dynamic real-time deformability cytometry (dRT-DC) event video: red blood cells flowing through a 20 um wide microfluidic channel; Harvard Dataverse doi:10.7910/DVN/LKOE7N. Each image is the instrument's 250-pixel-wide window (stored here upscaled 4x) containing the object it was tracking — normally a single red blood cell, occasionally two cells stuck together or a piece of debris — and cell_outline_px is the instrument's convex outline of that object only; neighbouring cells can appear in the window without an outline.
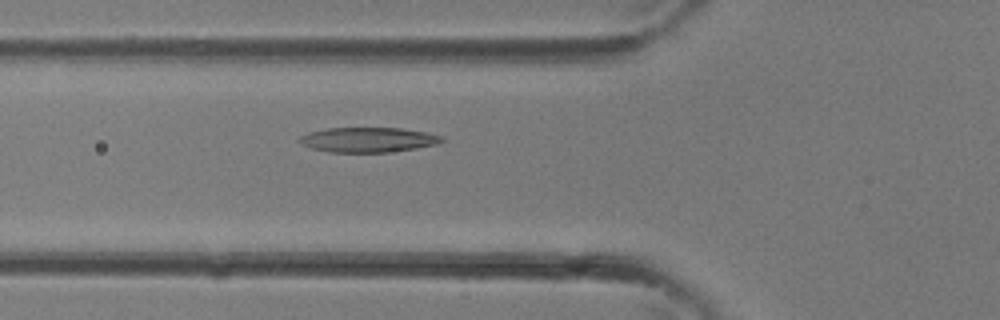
{"species": "common noctule bat (a hibernating species)", "species_latin": "Nyctalus noctula", "temperature_condition": "room temperature", "stored_images_in_passage": 25, "camera_frame_rate_fps": 3000, "um_per_image_px": 0.085, "animal": {"sex": "female"}, "frame": {"image": 1, "passage_image": 4, "time_ms": 1.0, "image_size_px": [1000, 320], "cell_outline_px": [[444, 140], [436, 144], [416, 148], [388, 152], [328, 152], [312, 148], [300, 144], [296, 140], [300, 136], [308, 132], [328, 128], [400, 128], [424, 132], [444, 136]], "centroid_in_image_um": [31.24, 11.88], "position_along_channel_um": 94.6, "area_um2": 20.63}}
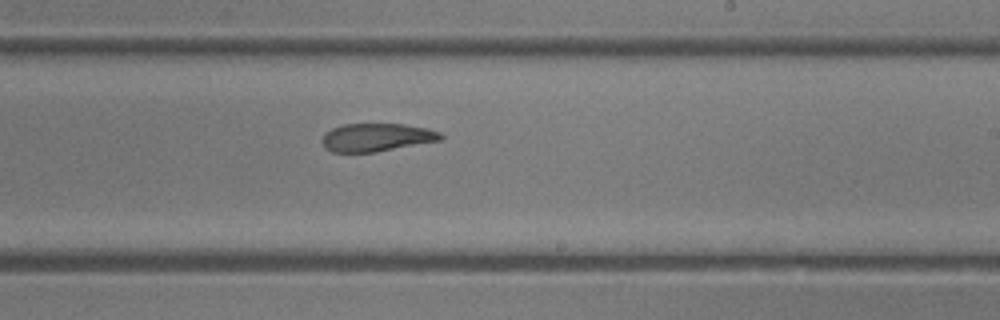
{"frame": {"image": 2, "passage_image": 12, "time_ms": 3.667, "image_size_px": [1000, 320], "cell_outline_px": [[444, 140], [376, 152], [332, 152], [324, 148], [320, 140], [324, 132], [332, 128], [344, 124], [404, 124], [428, 128], [440, 132], [444, 136]], "centroid_in_image_um": [32.02, 11.68], "position_along_channel_um": 257.0, "area_um2": 19.77}}
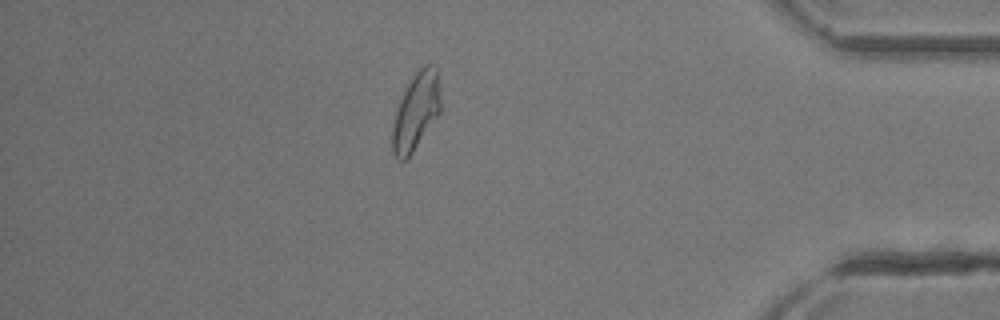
{"frame": {"image": 3, "passage_image": 21, "time_ms": 6.667, "image_size_px": [1000, 320], "cell_outline_px": [[440, 112], [412, 152], [404, 160], [400, 160], [392, 152], [392, 128], [396, 112], [400, 100], [408, 84], [416, 72], [424, 64], [432, 64], [436, 68], [440, 100]], "centroid_in_image_um": [35.35, 9.46], "position_along_channel_um": 399.8, "area_um2": 21.04}}